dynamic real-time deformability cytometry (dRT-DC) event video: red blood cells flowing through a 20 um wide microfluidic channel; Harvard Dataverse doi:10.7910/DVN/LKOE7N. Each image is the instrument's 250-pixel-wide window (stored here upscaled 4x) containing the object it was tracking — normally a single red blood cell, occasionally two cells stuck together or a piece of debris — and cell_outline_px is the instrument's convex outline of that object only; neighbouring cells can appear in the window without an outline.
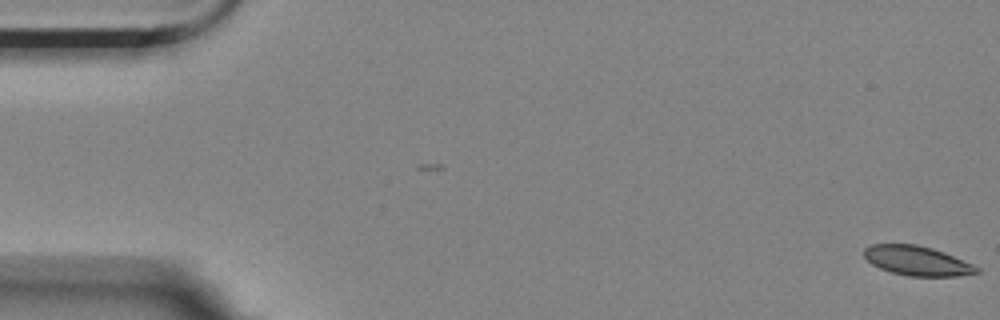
{"species": "Egyptian fruit bat (a non-hibernating species)", "species_latin": "Rousettus aegyptiacus", "temperature_condition": "room temperature", "stored_images_in_passage": 16, "camera_frame_rate_fps": 3000, "um_per_image_px": 0.085, "animal": {"sex": "female"}, "frame": {"image": 1, "passage_image": 1, "time_ms": 0.0, "image_size_px": [1000, 320], "cell_outline_px": [[980, 272], [956, 276], [908, 276], [892, 272], [880, 268], [872, 264], [864, 256], [864, 248], [872, 244], [916, 244], [932, 248], [944, 252], [972, 264], [980, 268]], "centroid_in_image_um": [77.95, 22.16], "position_along_channel_um": 7.1, "area_um2": 19.25}}
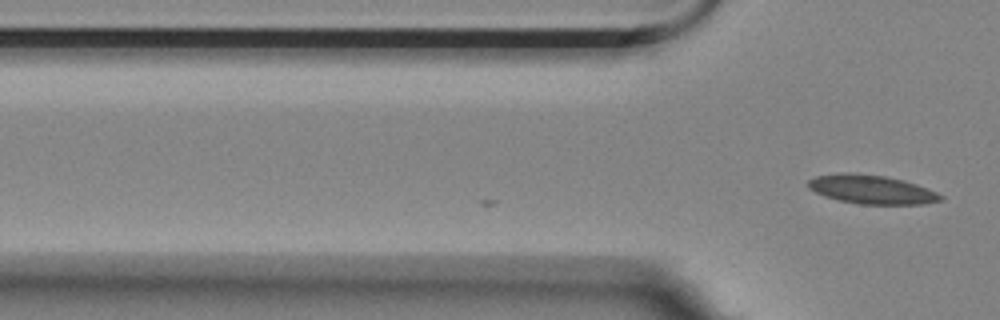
{"frame": {"image": 2, "passage_image": 16, "time_ms": 5.0, "image_size_px": [1000, 320], "cell_outline_px": [[944, 200], [924, 204], [860, 204], [840, 200], [824, 196], [808, 188], [808, 180], [816, 176], [848, 172], [884, 176], [904, 180], [916, 184], [936, 192], [944, 196]], "centroid_in_image_um": [74.11, 16.11], "position_along_channel_um": 51.7, "area_um2": 22.14}}